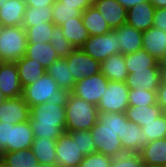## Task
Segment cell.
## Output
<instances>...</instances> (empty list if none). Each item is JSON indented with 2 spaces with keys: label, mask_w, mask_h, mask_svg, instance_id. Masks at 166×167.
I'll return each mask as SVG.
<instances>
[{
  "label": "cell",
  "mask_w": 166,
  "mask_h": 167,
  "mask_svg": "<svg viewBox=\"0 0 166 167\" xmlns=\"http://www.w3.org/2000/svg\"><path fill=\"white\" fill-rule=\"evenodd\" d=\"M128 121L125 113L98 112V121L91 128L95 152L115 157L126 153L120 138L124 137L125 123Z\"/></svg>",
  "instance_id": "obj_1"
},
{
  "label": "cell",
  "mask_w": 166,
  "mask_h": 167,
  "mask_svg": "<svg viewBox=\"0 0 166 167\" xmlns=\"http://www.w3.org/2000/svg\"><path fill=\"white\" fill-rule=\"evenodd\" d=\"M29 122L34 137L57 140L65 132V106L47 102L33 106L30 108Z\"/></svg>",
  "instance_id": "obj_2"
},
{
  "label": "cell",
  "mask_w": 166,
  "mask_h": 167,
  "mask_svg": "<svg viewBox=\"0 0 166 167\" xmlns=\"http://www.w3.org/2000/svg\"><path fill=\"white\" fill-rule=\"evenodd\" d=\"M69 95L70 92L61 89L58 83L46 72L36 82L26 86L22 96L31 108L46 102L65 106Z\"/></svg>",
  "instance_id": "obj_3"
},
{
  "label": "cell",
  "mask_w": 166,
  "mask_h": 167,
  "mask_svg": "<svg viewBox=\"0 0 166 167\" xmlns=\"http://www.w3.org/2000/svg\"><path fill=\"white\" fill-rule=\"evenodd\" d=\"M98 108L70 93L65 105V132L91 130L98 121Z\"/></svg>",
  "instance_id": "obj_4"
},
{
  "label": "cell",
  "mask_w": 166,
  "mask_h": 167,
  "mask_svg": "<svg viewBox=\"0 0 166 167\" xmlns=\"http://www.w3.org/2000/svg\"><path fill=\"white\" fill-rule=\"evenodd\" d=\"M33 141L34 135L29 120L15 125L0 122L1 153L30 149Z\"/></svg>",
  "instance_id": "obj_5"
},
{
  "label": "cell",
  "mask_w": 166,
  "mask_h": 167,
  "mask_svg": "<svg viewBox=\"0 0 166 167\" xmlns=\"http://www.w3.org/2000/svg\"><path fill=\"white\" fill-rule=\"evenodd\" d=\"M27 32L22 26L0 27L1 62H17L26 53Z\"/></svg>",
  "instance_id": "obj_6"
},
{
  "label": "cell",
  "mask_w": 166,
  "mask_h": 167,
  "mask_svg": "<svg viewBox=\"0 0 166 167\" xmlns=\"http://www.w3.org/2000/svg\"><path fill=\"white\" fill-rule=\"evenodd\" d=\"M129 88L125 82L109 81L97 108L105 113H125L129 107Z\"/></svg>",
  "instance_id": "obj_7"
},
{
  "label": "cell",
  "mask_w": 166,
  "mask_h": 167,
  "mask_svg": "<svg viewBox=\"0 0 166 167\" xmlns=\"http://www.w3.org/2000/svg\"><path fill=\"white\" fill-rule=\"evenodd\" d=\"M81 49L100 63L110 55L120 53L117 35L113 30L104 35L89 36Z\"/></svg>",
  "instance_id": "obj_8"
},
{
  "label": "cell",
  "mask_w": 166,
  "mask_h": 167,
  "mask_svg": "<svg viewBox=\"0 0 166 167\" xmlns=\"http://www.w3.org/2000/svg\"><path fill=\"white\" fill-rule=\"evenodd\" d=\"M108 82L109 80L100 72L75 83L71 93L97 106Z\"/></svg>",
  "instance_id": "obj_9"
},
{
  "label": "cell",
  "mask_w": 166,
  "mask_h": 167,
  "mask_svg": "<svg viewBox=\"0 0 166 167\" xmlns=\"http://www.w3.org/2000/svg\"><path fill=\"white\" fill-rule=\"evenodd\" d=\"M65 59L70 66L75 83L101 72L100 62L87 55L81 48H76Z\"/></svg>",
  "instance_id": "obj_10"
},
{
  "label": "cell",
  "mask_w": 166,
  "mask_h": 167,
  "mask_svg": "<svg viewBox=\"0 0 166 167\" xmlns=\"http://www.w3.org/2000/svg\"><path fill=\"white\" fill-rule=\"evenodd\" d=\"M57 165L59 167H78L83 161L84 154L81 152L77 140H73L68 132H64L56 140Z\"/></svg>",
  "instance_id": "obj_11"
},
{
  "label": "cell",
  "mask_w": 166,
  "mask_h": 167,
  "mask_svg": "<svg viewBox=\"0 0 166 167\" xmlns=\"http://www.w3.org/2000/svg\"><path fill=\"white\" fill-rule=\"evenodd\" d=\"M163 79V68H146L134 70L127 75L125 84L129 89L157 91Z\"/></svg>",
  "instance_id": "obj_12"
},
{
  "label": "cell",
  "mask_w": 166,
  "mask_h": 167,
  "mask_svg": "<svg viewBox=\"0 0 166 167\" xmlns=\"http://www.w3.org/2000/svg\"><path fill=\"white\" fill-rule=\"evenodd\" d=\"M0 90L6 99L23 95L16 62H0Z\"/></svg>",
  "instance_id": "obj_13"
},
{
  "label": "cell",
  "mask_w": 166,
  "mask_h": 167,
  "mask_svg": "<svg viewBox=\"0 0 166 167\" xmlns=\"http://www.w3.org/2000/svg\"><path fill=\"white\" fill-rule=\"evenodd\" d=\"M30 107L23 96L5 99L0 104V122L17 124L29 120Z\"/></svg>",
  "instance_id": "obj_14"
},
{
  "label": "cell",
  "mask_w": 166,
  "mask_h": 167,
  "mask_svg": "<svg viewBox=\"0 0 166 167\" xmlns=\"http://www.w3.org/2000/svg\"><path fill=\"white\" fill-rule=\"evenodd\" d=\"M142 49H145L159 63H166V32L156 27H150L143 32Z\"/></svg>",
  "instance_id": "obj_15"
},
{
  "label": "cell",
  "mask_w": 166,
  "mask_h": 167,
  "mask_svg": "<svg viewBox=\"0 0 166 167\" xmlns=\"http://www.w3.org/2000/svg\"><path fill=\"white\" fill-rule=\"evenodd\" d=\"M93 6L112 30L126 24L127 9L117 0H94Z\"/></svg>",
  "instance_id": "obj_16"
},
{
  "label": "cell",
  "mask_w": 166,
  "mask_h": 167,
  "mask_svg": "<svg viewBox=\"0 0 166 167\" xmlns=\"http://www.w3.org/2000/svg\"><path fill=\"white\" fill-rule=\"evenodd\" d=\"M155 7L150 1L142 2L127 10L126 24L139 31L153 27Z\"/></svg>",
  "instance_id": "obj_17"
},
{
  "label": "cell",
  "mask_w": 166,
  "mask_h": 167,
  "mask_svg": "<svg viewBox=\"0 0 166 167\" xmlns=\"http://www.w3.org/2000/svg\"><path fill=\"white\" fill-rule=\"evenodd\" d=\"M26 8L24 0H0V25L22 26Z\"/></svg>",
  "instance_id": "obj_18"
},
{
  "label": "cell",
  "mask_w": 166,
  "mask_h": 167,
  "mask_svg": "<svg viewBox=\"0 0 166 167\" xmlns=\"http://www.w3.org/2000/svg\"><path fill=\"white\" fill-rule=\"evenodd\" d=\"M113 31L117 35V42L121 54L126 55L142 49V31L136 30L127 24Z\"/></svg>",
  "instance_id": "obj_19"
},
{
  "label": "cell",
  "mask_w": 166,
  "mask_h": 167,
  "mask_svg": "<svg viewBox=\"0 0 166 167\" xmlns=\"http://www.w3.org/2000/svg\"><path fill=\"white\" fill-rule=\"evenodd\" d=\"M125 152L139 153L148 143L141 127L129 120L125 123L124 137L120 138Z\"/></svg>",
  "instance_id": "obj_20"
},
{
  "label": "cell",
  "mask_w": 166,
  "mask_h": 167,
  "mask_svg": "<svg viewBox=\"0 0 166 167\" xmlns=\"http://www.w3.org/2000/svg\"><path fill=\"white\" fill-rule=\"evenodd\" d=\"M101 73L109 81L125 82L128 75L125 56L121 53L110 55L100 63Z\"/></svg>",
  "instance_id": "obj_21"
},
{
  "label": "cell",
  "mask_w": 166,
  "mask_h": 167,
  "mask_svg": "<svg viewBox=\"0 0 166 167\" xmlns=\"http://www.w3.org/2000/svg\"><path fill=\"white\" fill-rule=\"evenodd\" d=\"M16 65L23 89L36 82L46 73V69L39 62L36 63L25 55L16 62Z\"/></svg>",
  "instance_id": "obj_22"
},
{
  "label": "cell",
  "mask_w": 166,
  "mask_h": 167,
  "mask_svg": "<svg viewBox=\"0 0 166 167\" xmlns=\"http://www.w3.org/2000/svg\"><path fill=\"white\" fill-rule=\"evenodd\" d=\"M125 114L130 122L142 127L162 115V108L158 104L129 106Z\"/></svg>",
  "instance_id": "obj_23"
},
{
  "label": "cell",
  "mask_w": 166,
  "mask_h": 167,
  "mask_svg": "<svg viewBox=\"0 0 166 167\" xmlns=\"http://www.w3.org/2000/svg\"><path fill=\"white\" fill-rule=\"evenodd\" d=\"M46 72L58 83L61 89L72 92L75 80L65 58L56 60L46 69Z\"/></svg>",
  "instance_id": "obj_24"
},
{
  "label": "cell",
  "mask_w": 166,
  "mask_h": 167,
  "mask_svg": "<svg viewBox=\"0 0 166 167\" xmlns=\"http://www.w3.org/2000/svg\"><path fill=\"white\" fill-rule=\"evenodd\" d=\"M25 56L39 62L45 69L59 59L51 43L27 44Z\"/></svg>",
  "instance_id": "obj_25"
},
{
  "label": "cell",
  "mask_w": 166,
  "mask_h": 167,
  "mask_svg": "<svg viewBox=\"0 0 166 167\" xmlns=\"http://www.w3.org/2000/svg\"><path fill=\"white\" fill-rule=\"evenodd\" d=\"M60 27L63 31V35L75 49L81 48L89 38V33L84 27L81 17H74V20L66 21Z\"/></svg>",
  "instance_id": "obj_26"
},
{
  "label": "cell",
  "mask_w": 166,
  "mask_h": 167,
  "mask_svg": "<svg viewBox=\"0 0 166 167\" xmlns=\"http://www.w3.org/2000/svg\"><path fill=\"white\" fill-rule=\"evenodd\" d=\"M0 163L4 167H38L39 163L36 160L32 149H22L13 152L1 153Z\"/></svg>",
  "instance_id": "obj_27"
},
{
  "label": "cell",
  "mask_w": 166,
  "mask_h": 167,
  "mask_svg": "<svg viewBox=\"0 0 166 167\" xmlns=\"http://www.w3.org/2000/svg\"><path fill=\"white\" fill-rule=\"evenodd\" d=\"M31 149L39 164H57L56 140L34 137Z\"/></svg>",
  "instance_id": "obj_28"
},
{
  "label": "cell",
  "mask_w": 166,
  "mask_h": 167,
  "mask_svg": "<svg viewBox=\"0 0 166 167\" xmlns=\"http://www.w3.org/2000/svg\"><path fill=\"white\" fill-rule=\"evenodd\" d=\"M139 153L144 165L166 166V138L150 141Z\"/></svg>",
  "instance_id": "obj_29"
},
{
  "label": "cell",
  "mask_w": 166,
  "mask_h": 167,
  "mask_svg": "<svg viewBox=\"0 0 166 167\" xmlns=\"http://www.w3.org/2000/svg\"><path fill=\"white\" fill-rule=\"evenodd\" d=\"M81 18L89 36L104 35L112 31L108 23H106L105 19L94 6H90L84 10Z\"/></svg>",
  "instance_id": "obj_30"
},
{
  "label": "cell",
  "mask_w": 166,
  "mask_h": 167,
  "mask_svg": "<svg viewBox=\"0 0 166 167\" xmlns=\"http://www.w3.org/2000/svg\"><path fill=\"white\" fill-rule=\"evenodd\" d=\"M124 56L128 74L134 72V70L163 68V64L159 63L145 49H140L134 53L126 54Z\"/></svg>",
  "instance_id": "obj_31"
},
{
  "label": "cell",
  "mask_w": 166,
  "mask_h": 167,
  "mask_svg": "<svg viewBox=\"0 0 166 167\" xmlns=\"http://www.w3.org/2000/svg\"><path fill=\"white\" fill-rule=\"evenodd\" d=\"M52 21V6L46 7H27L24 13L22 27L27 29L34 25Z\"/></svg>",
  "instance_id": "obj_32"
},
{
  "label": "cell",
  "mask_w": 166,
  "mask_h": 167,
  "mask_svg": "<svg viewBox=\"0 0 166 167\" xmlns=\"http://www.w3.org/2000/svg\"><path fill=\"white\" fill-rule=\"evenodd\" d=\"M81 16L82 12L76 6L64 5L59 0H56L52 6V21L56 26H61L64 22Z\"/></svg>",
  "instance_id": "obj_33"
},
{
  "label": "cell",
  "mask_w": 166,
  "mask_h": 167,
  "mask_svg": "<svg viewBox=\"0 0 166 167\" xmlns=\"http://www.w3.org/2000/svg\"><path fill=\"white\" fill-rule=\"evenodd\" d=\"M53 22H43V24L34 25L26 29L27 44H36L38 42L49 43L54 29Z\"/></svg>",
  "instance_id": "obj_34"
},
{
  "label": "cell",
  "mask_w": 166,
  "mask_h": 167,
  "mask_svg": "<svg viewBox=\"0 0 166 167\" xmlns=\"http://www.w3.org/2000/svg\"><path fill=\"white\" fill-rule=\"evenodd\" d=\"M50 43L59 58H66L75 50L73 45L63 35V31L60 26H54Z\"/></svg>",
  "instance_id": "obj_35"
},
{
  "label": "cell",
  "mask_w": 166,
  "mask_h": 167,
  "mask_svg": "<svg viewBox=\"0 0 166 167\" xmlns=\"http://www.w3.org/2000/svg\"><path fill=\"white\" fill-rule=\"evenodd\" d=\"M156 92L157 91L142 90L140 88L129 89L128 93L129 106L157 104Z\"/></svg>",
  "instance_id": "obj_36"
},
{
  "label": "cell",
  "mask_w": 166,
  "mask_h": 167,
  "mask_svg": "<svg viewBox=\"0 0 166 167\" xmlns=\"http://www.w3.org/2000/svg\"><path fill=\"white\" fill-rule=\"evenodd\" d=\"M148 141L166 138V120L163 115H160L155 120L141 127Z\"/></svg>",
  "instance_id": "obj_37"
},
{
  "label": "cell",
  "mask_w": 166,
  "mask_h": 167,
  "mask_svg": "<svg viewBox=\"0 0 166 167\" xmlns=\"http://www.w3.org/2000/svg\"><path fill=\"white\" fill-rule=\"evenodd\" d=\"M73 140H77V144L81 152L87 156L95 152V146L93 143L92 132L90 130H79L68 132Z\"/></svg>",
  "instance_id": "obj_38"
},
{
  "label": "cell",
  "mask_w": 166,
  "mask_h": 167,
  "mask_svg": "<svg viewBox=\"0 0 166 167\" xmlns=\"http://www.w3.org/2000/svg\"><path fill=\"white\" fill-rule=\"evenodd\" d=\"M110 167H144V162L140 153L126 152L121 155L112 157Z\"/></svg>",
  "instance_id": "obj_39"
},
{
  "label": "cell",
  "mask_w": 166,
  "mask_h": 167,
  "mask_svg": "<svg viewBox=\"0 0 166 167\" xmlns=\"http://www.w3.org/2000/svg\"><path fill=\"white\" fill-rule=\"evenodd\" d=\"M111 163L112 157L94 152L90 155L84 156L83 161L78 165V167H110Z\"/></svg>",
  "instance_id": "obj_40"
},
{
  "label": "cell",
  "mask_w": 166,
  "mask_h": 167,
  "mask_svg": "<svg viewBox=\"0 0 166 167\" xmlns=\"http://www.w3.org/2000/svg\"><path fill=\"white\" fill-rule=\"evenodd\" d=\"M153 27L166 32V8H155Z\"/></svg>",
  "instance_id": "obj_41"
},
{
  "label": "cell",
  "mask_w": 166,
  "mask_h": 167,
  "mask_svg": "<svg viewBox=\"0 0 166 167\" xmlns=\"http://www.w3.org/2000/svg\"><path fill=\"white\" fill-rule=\"evenodd\" d=\"M64 5L76 6L81 12L86 10L88 7L93 6L94 0H59Z\"/></svg>",
  "instance_id": "obj_42"
},
{
  "label": "cell",
  "mask_w": 166,
  "mask_h": 167,
  "mask_svg": "<svg viewBox=\"0 0 166 167\" xmlns=\"http://www.w3.org/2000/svg\"><path fill=\"white\" fill-rule=\"evenodd\" d=\"M157 104L166 109V80L162 79L156 92Z\"/></svg>",
  "instance_id": "obj_43"
},
{
  "label": "cell",
  "mask_w": 166,
  "mask_h": 167,
  "mask_svg": "<svg viewBox=\"0 0 166 167\" xmlns=\"http://www.w3.org/2000/svg\"><path fill=\"white\" fill-rule=\"evenodd\" d=\"M27 7L53 6L56 0H24Z\"/></svg>",
  "instance_id": "obj_44"
},
{
  "label": "cell",
  "mask_w": 166,
  "mask_h": 167,
  "mask_svg": "<svg viewBox=\"0 0 166 167\" xmlns=\"http://www.w3.org/2000/svg\"><path fill=\"white\" fill-rule=\"evenodd\" d=\"M124 8L127 10L135 5H138L142 2H147L149 0H117Z\"/></svg>",
  "instance_id": "obj_45"
},
{
  "label": "cell",
  "mask_w": 166,
  "mask_h": 167,
  "mask_svg": "<svg viewBox=\"0 0 166 167\" xmlns=\"http://www.w3.org/2000/svg\"><path fill=\"white\" fill-rule=\"evenodd\" d=\"M155 8H166V0H149Z\"/></svg>",
  "instance_id": "obj_46"
},
{
  "label": "cell",
  "mask_w": 166,
  "mask_h": 167,
  "mask_svg": "<svg viewBox=\"0 0 166 167\" xmlns=\"http://www.w3.org/2000/svg\"><path fill=\"white\" fill-rule=\"evenodd\" d=\"M38 167H59V166L57 164H47V165H45V164H39Z\"/></svg>",
  "instance_id": "obj_47"
},
{
  "label": "cell",
  "mask_w": 166,
  "mask_h": 167,
  "mask_svg": "<svg viewBox=\"0 0 166 167\" xmlns=\"http://www.w3.org/2000/svg\"><path fill=\"white\" fill-rule=\"evenodd\" d=\"M5 99L6 98H5L4 94H3V92L0 90V104H2Z\"/></svg>",
  "instance_id": "obj_48"
},
{
  "label": "cell",
  "mask_w": 166,
  "mask_h": 167,
  "mask_svg": "<svg viewBox=\"0 0 166 167\" xmlns=\"http://www.w3.org/2000/svg\"><path fill=\"white\" fill-rule=\"evenodd\" d=\"M163 79L166 80V63L163 64Z\"/></svg>",
  "instance_id": "obj_49"
},
{
  "label": "cell",
  "mask_w": 166,
  "mask_h": 167,
  "mask_svg": "<svg viewBox=\"0 0 166 167\" xmlns=\"http://www.w3.org/2000/svg\"><path fill=\"white\" fill-rule=\"evenodd\" d=\"M144 167H166L163 165H144Z\"/></svg>",
  "instance_id": "obj_50"
},
{
  "label": "cell",
  "mask_w": 166,
  "mask_h": 167,
  "mask_svg": "<svg viewBox=\"0 0 166 167\" xmlns=\"http://www.w3.org/2000/svg\"><path fill=\"white\" fill-rule=\"evenodd\" d=\"M162 115L164 116V118L166 120V109H162Z\"/></svg>",
  "instance_id": "obj_51"
}]
</instances>
